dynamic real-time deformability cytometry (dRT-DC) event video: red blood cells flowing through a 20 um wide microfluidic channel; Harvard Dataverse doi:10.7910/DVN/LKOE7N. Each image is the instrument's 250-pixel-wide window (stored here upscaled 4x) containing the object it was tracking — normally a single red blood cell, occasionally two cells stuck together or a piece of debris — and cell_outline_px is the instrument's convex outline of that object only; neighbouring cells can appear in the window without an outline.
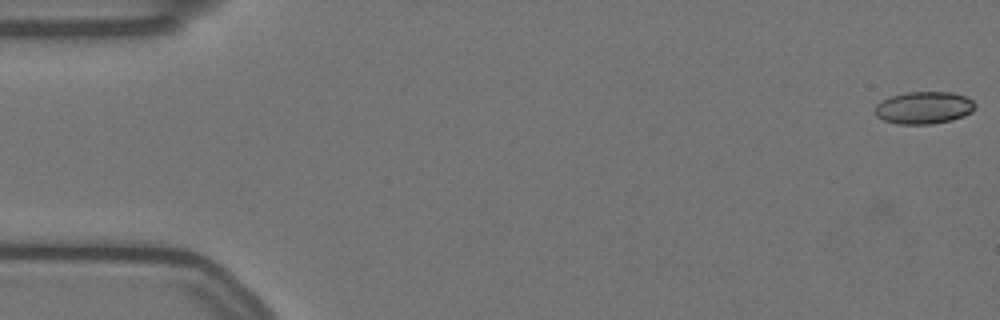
{"species": "Egyptian fruit bat (a non-hibernating species)", "species_latin": "Rousettus aegyptiacus", "temperature_condition": "warm", "stored_images_in_passage": 58, "camera_frame_rate_fps": 3000, "um_per_image_px": 0.085, "animal": {"sex": "female"}, "frame": {"image": 1, "passage_image": 1, "time_ms": 0.0, "image_size_px": [1000, 320], "cell_outline_px": [[976, 104], [972, 112], [964, 116], [952, 120], [932, 124], [896, 124], [884, 120], [876, 116], [876, 104], [880, 100], [892, 96], [908, 92], [952, 92], [964, 96], [972, 100]], "centroid_in_image_um": [78.53, 9.16], "position_along_channel_um": 6.5, "area_um2": 18.9}}
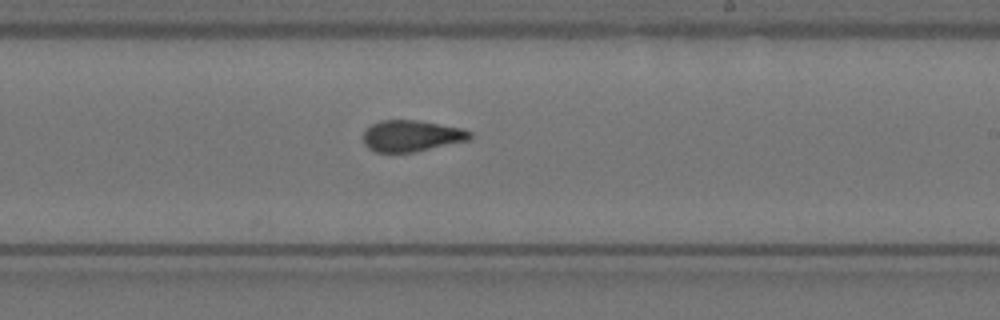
{"frame": {"image": 2, "passage_image": 34, "time_ms": 11.0, "image_size_px": [1000, 320], "cell_outline_px": [[472, 136], [468, 140], [416, 152], [376, 152], [368, 148], [364, 144], [364, 132], [372, 124], [380, 120], [420, 120], [460, 128], [472, 132]], "centroid_in_image_um": [34.97, 11.55], "position_along_channel_um": 254.0, "area_um2": 19.42}}
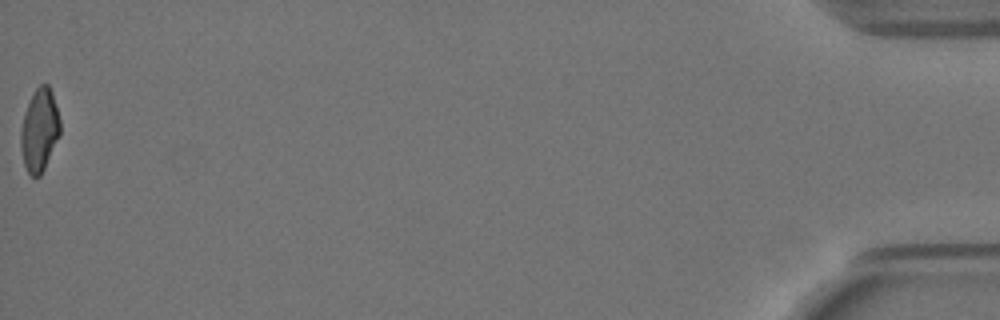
{"frame": {"image": 3, "passage_image": 58, "time_ms": 19.0, "image_size_px": [1000, 320], "cell_outline_px": [[60, 132], [44, 168], [40, 176], [32, 176], [28, 172], [24, 164], [20, 148], [20, 132], [24, 116], [28, 104], [36, 88], [40, 84], [48, 84], [52, 92], [60, 120]], "centroid_in_image_um": [3.34, 11.05], "position_along_channel_um": 431.9, "area_um2": 18.55}, "authors_computed_cell_mechanics": {"area_um2": 19.7098, "velocity_mm_per_s": 3.5129, "shape_relaxation_time_tau1_ms": 3.8051, "shape_relaxation_time_tau2_ms": 1.7401, "deformation_change_tau1": 0.1605, "deformation_change_tau2": 0.1039}}